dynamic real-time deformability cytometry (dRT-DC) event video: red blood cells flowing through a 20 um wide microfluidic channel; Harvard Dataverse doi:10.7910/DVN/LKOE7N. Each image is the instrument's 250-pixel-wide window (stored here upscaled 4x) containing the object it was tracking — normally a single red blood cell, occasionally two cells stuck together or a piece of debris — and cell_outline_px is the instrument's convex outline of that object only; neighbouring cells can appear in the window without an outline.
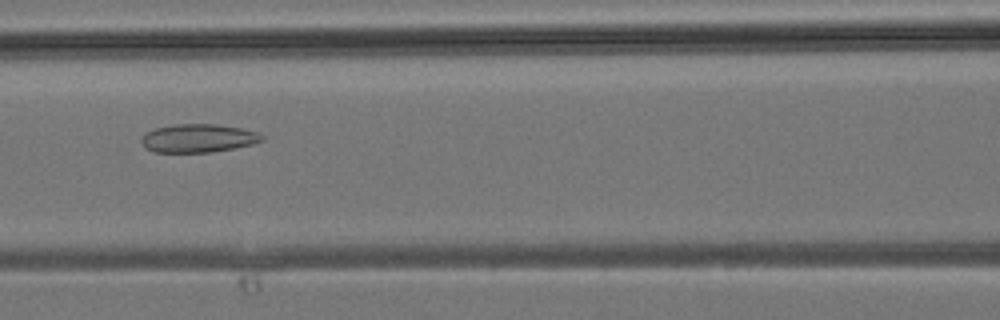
{"species": "common noctule bat (a hibernating species)", "species_latin": "Nyctalus noctula", "temperature_condition": "room temperature", "stored_images_in_passage": 36, "camera_frame_rate_fps": 3000, "um_per_image_px": 0.085, "animal": {"sex": "male", "body_mass_g": 19.2, "forearm_length_mm": 51.8}, "frame": {"image": 1, "passage_image": 15, "time_ms": 4.667, "image_size_px": [1000, 320], "cell_outline_px": [[264, 140], [252, 144], [212, 152], [152, 152], [144, 148], [140, 140], [140, 136], [156, 128], [172, 124], [216, 124], [240, 128], [256, 132], [264, 136]], "centroid_in_image_um": [16.8, 11.75], "position_along_channel_um": 149.8, "area_um2": 19.94}}
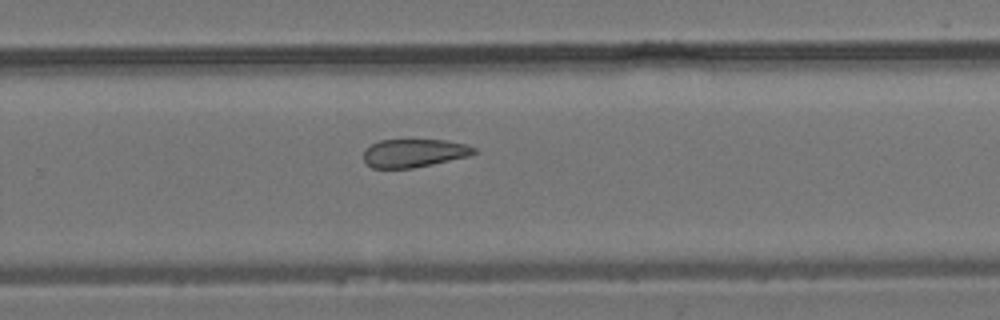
{"frame": {"image": 2, "passage_image": 23, "time_ms": 7.333, "image_size_px": [1000, 320], "cell_outline_px": [[476, 152], [468, 156], [432, 164], [412, 168], [372, 168], [364, 160], [364, 152], [372, 144], [380, 140], [448, 140], [468, 144], [476, 148]], "centroid_in_image_um": [35.23, 13.0], "position_along_channel_um": 294.6, "area_um2": 18.03}}
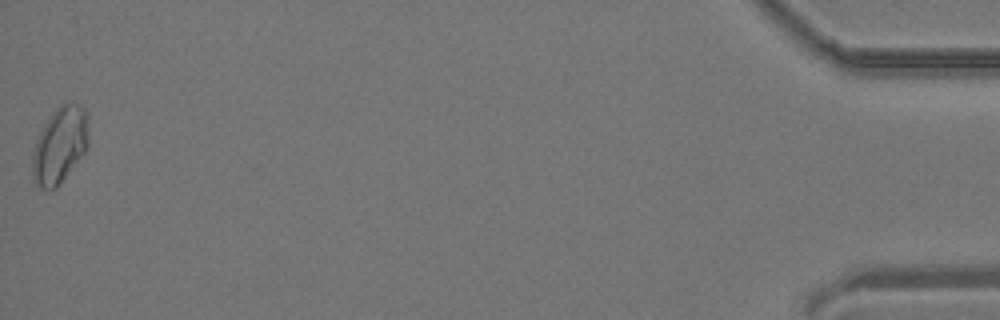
{"frame": {"image": 3, "passage_image": 36, "time_ms": 11.667, "image_size_px": [1000, 320], "cell_outline_px": [[88, 148], [56, 188], [40, 188], [32, 180], [32, 156], [36, 140], [48, 116], [64, 100], [76, 104], [84, 108], [88, 116]], "centroid_in_image_um": [5.09, 12.3], "position_along_channel_um": 430.1, "area_um2": 25.14}}